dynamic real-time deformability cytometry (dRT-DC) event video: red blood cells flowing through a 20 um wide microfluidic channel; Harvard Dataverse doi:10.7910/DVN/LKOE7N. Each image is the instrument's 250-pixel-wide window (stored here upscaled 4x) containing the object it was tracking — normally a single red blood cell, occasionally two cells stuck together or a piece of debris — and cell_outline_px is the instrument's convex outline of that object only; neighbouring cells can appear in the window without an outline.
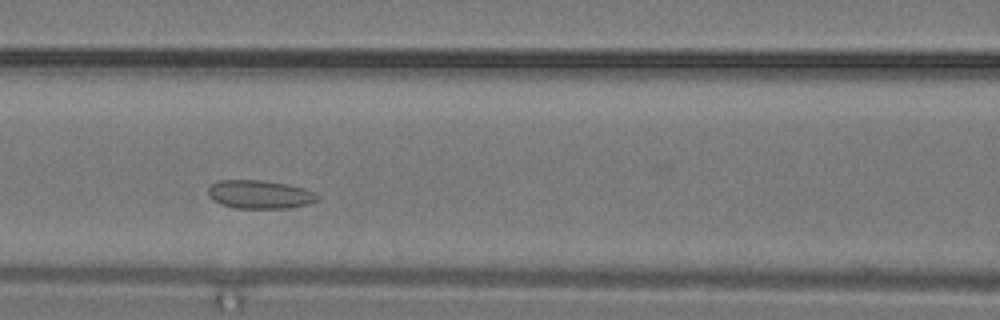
{"species": "common noctule bat (a hibernating species)", "species_latin": "Nyctalus noctula", "temperature_condition": "warm", "stored_images_in_passage": 9, "camera_frame_rate_fps": 3000, "um_per_image_px": 0.085, "animal": {"sex": "male", "body_mass_g": 19.2, "forearm_length_mm": 51.8}, "frame": {"image": 1, "passage_image": 6, "time_ms": 1.667, "image_size_px": [1000, 320], "cell_outline_px": [[320, 196], [316, 200], [308, 204], [288, 208], [236, 208], [220, 204], [208, 196], [208, 188], [212, 184], [220, 180], [260, 180], [284, 184], [304, 188], [316, 192]], "centroid_in_image_um": [22.08, 16.53], "position_along_channel_um": 144.5, "area_um2": 18.03}}
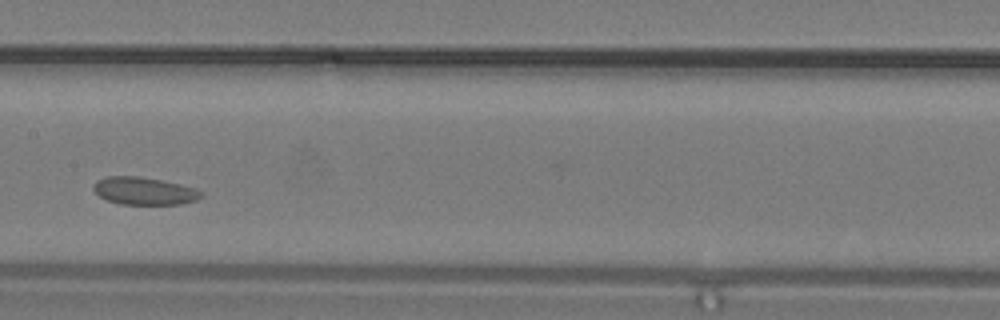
{"frame": {"image": 2, "passage_image": 8, "time_ms": 2.333, "image_size_px": [1000, 320], "cell_outline_px": [[204, 196], [196, 200], [180, 204], [120, 204], [108, 200], [100, 196], [92, 188], [96, 180], [108, 176], [140, 176], [180, 184], [196, 188], [204, 192]], "centroid_in_image_um": [12.29, 16.23], "position_along_channel_um": 195.1, "area_um2": 17.34}}